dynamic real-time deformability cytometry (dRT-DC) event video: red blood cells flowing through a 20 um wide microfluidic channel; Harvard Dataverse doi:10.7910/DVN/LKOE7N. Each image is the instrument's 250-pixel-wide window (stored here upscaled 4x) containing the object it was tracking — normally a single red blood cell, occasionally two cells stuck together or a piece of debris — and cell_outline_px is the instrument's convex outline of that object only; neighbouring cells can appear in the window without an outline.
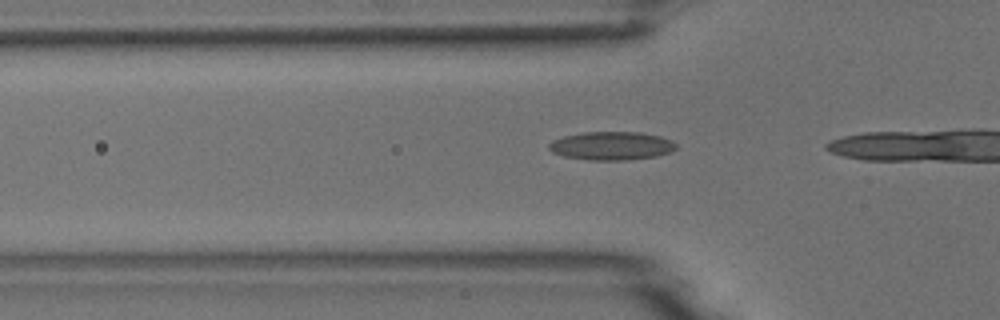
{"species": "common noctule bat (a hibernating species)", "species_latin": "Nyctalus noctula", "temperature_condition": "room temperature", "stored_images_in_passage": 18, "camera_frame_rate_fps": 3000, "um_per_image_px": 0.085, "animal": {"sex": "male", "body_mass_g": 18.8}, "frame": {"image": 1, "passage_image": 13, "time_ms": 4.0, "image_size_px": [1000, 320], "cell_outline_px": [[676, 148], [672, 152], [656, 156], [628, 160], [588, 160], [564, 156], [552, 152], [548, 148], [548, 144], [552, 140], [564, 136], [584, 132], [640, 132], [660, 136], [672, 140], [676, 144]], "centroid_in_image_um": [51.99, 12.39], "position_along_channel_um": 73.8, "area_um2": 21.15}}